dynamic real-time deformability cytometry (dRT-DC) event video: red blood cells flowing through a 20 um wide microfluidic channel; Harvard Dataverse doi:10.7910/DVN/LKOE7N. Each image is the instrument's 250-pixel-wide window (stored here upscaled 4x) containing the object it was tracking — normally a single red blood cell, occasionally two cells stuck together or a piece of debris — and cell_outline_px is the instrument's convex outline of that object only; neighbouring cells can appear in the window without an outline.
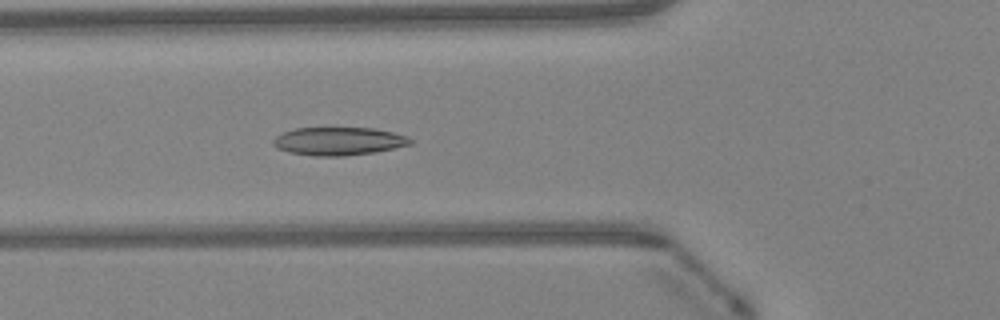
{"species": "Egyptian fruit bat (a non-hibernating species)", "species_latin": "Rousettus aegyptiacus", "temperature_condition": "warm", "stored_images_in_passage": 48, "camera_frame_rate_fps": 3000, "um_per_image_px": 0.085, "animal": {"sex": "female"}, "frame": {"image": 1, "passage_image": 18, "time_ms": 5.667, "image_size_px": [1000, 320], "cell_outline_px": [[412, 144], [376, 152], [344, 156], [312, 156], [292, 152], [276, 148], [272, 144], [272, 140], [276, 136], [284, 132], [296, 128], [376, 128], [408, 136], [412, 140]], "centroid_in_image_um": [28.8, 12.0], "position_along_channel_um": 97.0, "area_um2": 22.48}}
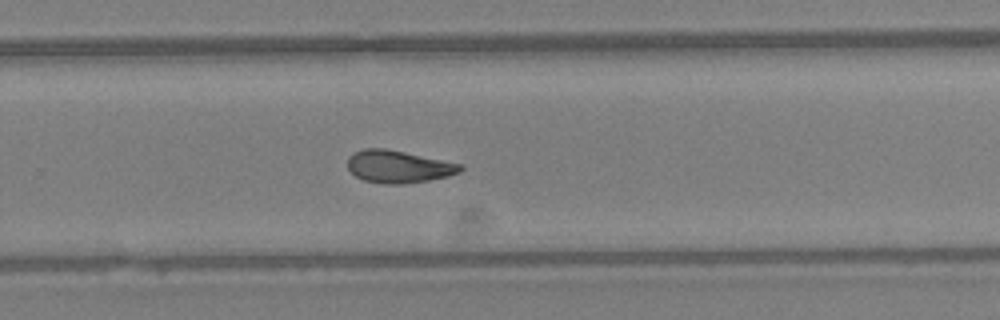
{"frame": {"image": 2, "passage_image": 32, "time_ms": 10.333, "image_size_px": [1000, 320], "cell_outline_px": [[464, 168], [460, 172], [448, 176], [428, 180], [404, 184], [384, 184], [364, 180], [356, 176], [348, 168], [348, 156], [352, 152], [364, 148], [384, 148], [404, 152], [460, 164]], "centroid_in_image_um": [33.83, 14.16], "position_along_channel_um": 296.0, "area_um2": 21.15}}
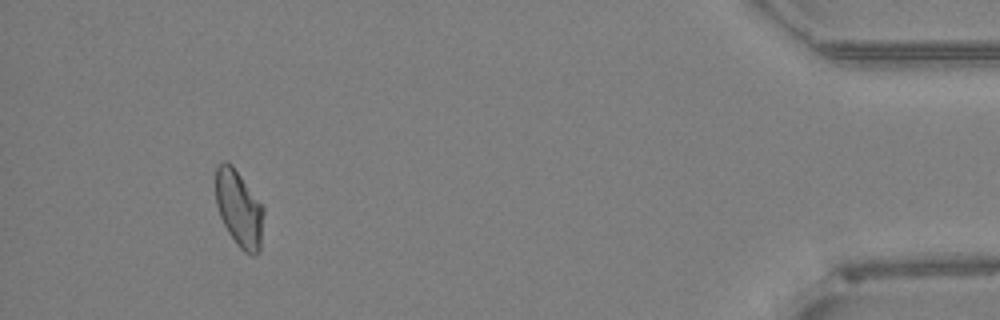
{"frame": {"image": 3, "passage_image": 45, "time_ms": 14.667, "image_size_px": [1000, 320], "cell_outline_px": [[264, 212], [260, 252], [256, 256], [252, 256], [244, 252], [236, 244], [228, 232], [220, 216], [216, 204], [216, 164], [224, 160], [232, 164], [264, 208]], "centroid_in_image_um": [20.32, 17.76], "position_along_channel_um": 414.9, "area_um2": 21.5}, "authors_computed_cell_mechanics": {"area_um2": 22.0796, "velocity_mm_per_s": 4.2703, "shape_relaxation_time_tau1_ms": 7.7921, "shape_relaxation_time_tau2_ms": 2.1317, "deformation_change_tau1": 0.1778, "deformation_change_tau2": 0.0716}}